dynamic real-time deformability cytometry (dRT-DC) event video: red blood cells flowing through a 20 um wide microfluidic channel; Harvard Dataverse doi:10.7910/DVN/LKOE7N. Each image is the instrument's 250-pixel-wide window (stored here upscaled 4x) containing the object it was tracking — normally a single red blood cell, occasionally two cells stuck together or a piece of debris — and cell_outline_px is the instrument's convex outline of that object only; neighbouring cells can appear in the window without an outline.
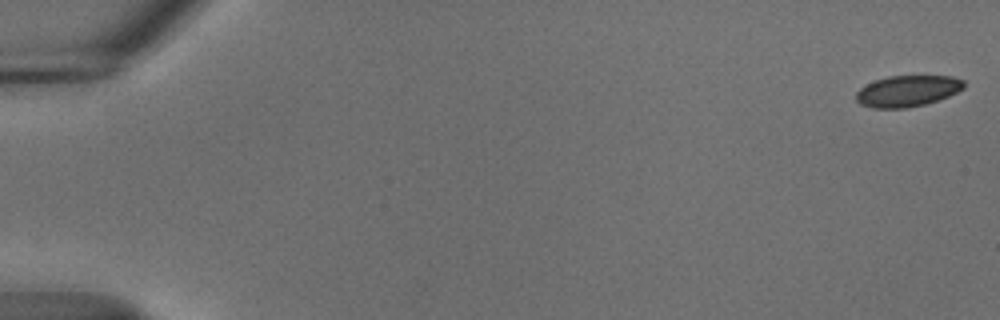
{"species": "common noctule bat (a hibernating species)", "species_latin": "Nyctalus noctula", "temperature_condition": "cold", "stored_images_in_passage": 55, "camera_frame_rate_fps": 3000, "um_per_image_px": 0.085, "animal": {"sex": "male", "body_mass_g": 18.8}, "frame": {"image": 1, "passage_image": 1, "time_ms": 0.0, "image_size_px": [1000, 320], "cell_outline_px": [[964, 88], [948, 96], [924, 104], [904, 108], [872, 108], [860, 104], [856, 100], [856, 92], [860, 88], [876, 80], [888, 76], [952, 76], [964, 80]], "centroid_in_image_um": [77.12, 7.73], "position_along_channel_um": 7.9, "area_um2": 19.42}}
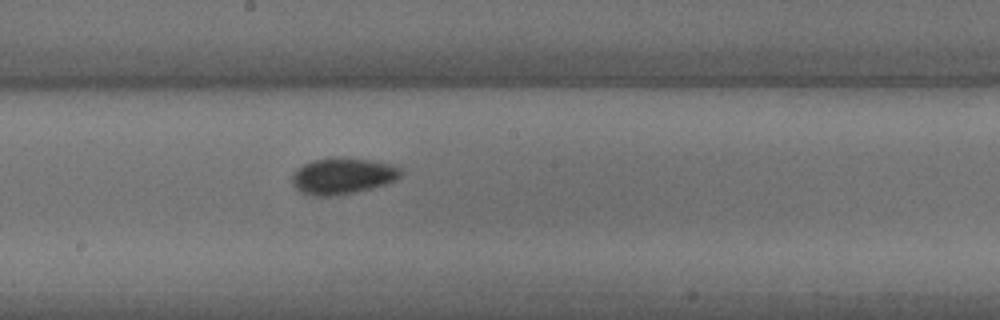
{"frame": {"image": 2, "passage_image": 31, "time_ms": 10.0, "image_size_px": [1000, 320], "cell_outline_px": [[404, 172], [396, 180], [372, 188], [356, 192], [336, 196], [312, 196], [300, 192], [292, 184], [292, 172], [296, 168], [312, 160], [340, 156], [372, 160], [392, 164], [404, 168]], "centroid_in_image_um": [29.13, 14.94], "position_along_channel_um": 219.1, "area_um2": 23.58}}
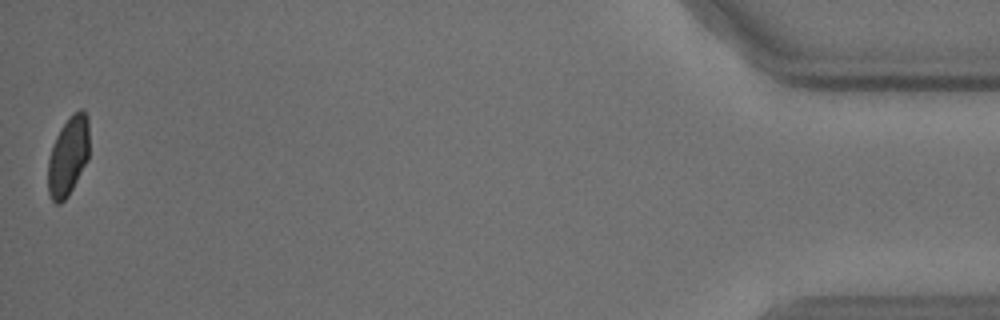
{"frame": {"image": 3, "passage_image": 55, "time_ms": 18.0, "image_size_px": [1000, 320], "cell_outline_px": [[88, 160], [68, 196], [60, 204], [56, 204], [52, 200], [48, 192], [48, 160], [52, 144], [60, 128], [72, 112], [80, 108], [84, 108], [88, 116]], "centroid_in_image_um": [5.79, 13.23], "position_along_channel_um": 429.4, "area_um2": 19.31}, "authors_computed_cell_mechanics": {"area_um2": 21.097, "velocity_mm_per_s": 3.6911, "shape_relaxation_time_tau1_ms": 4.9701, "shape_relaxation_time_tau2_ms": null, "deformation_change_tau1": 0.08, "deformation_change_tau2": null}}